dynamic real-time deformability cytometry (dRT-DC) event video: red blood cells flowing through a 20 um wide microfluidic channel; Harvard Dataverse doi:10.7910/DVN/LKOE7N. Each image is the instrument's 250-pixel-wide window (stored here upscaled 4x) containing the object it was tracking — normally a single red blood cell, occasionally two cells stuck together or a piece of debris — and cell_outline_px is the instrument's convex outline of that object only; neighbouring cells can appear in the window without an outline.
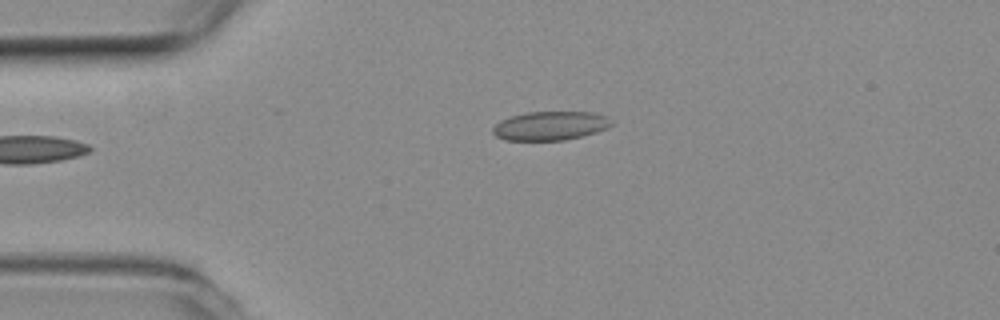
{"species": "common noctule bat (a hibernating species)", "species_latin": "Nyctalus noctula", "temperature_condition": "room temperature", "stored_images_in_passage": 3, "camera_frame_rate_fps": 3000, "um_per_image_px": 0.085, "animal": {"sex": "female", "body_mass_g": 19.3, "forearm_length_mm": 54.1}, "frame": {"image": 1, "passage_image": 1, "time_ms": 0.0, "image_size_px": [1000, 320], "cell_outline_px": [[612, 124], [608, 128], [596, 132], [564, 140], [504, 140], [496, 136], [492, 132], [492, 128], [500, 120], [512, 116], [528, 112], [592, 112], [604, 116]], "centroid_in_image_um": [46.73, 10.69], "position_along_channel_um": 38.3, "area_um2": 19.71}}
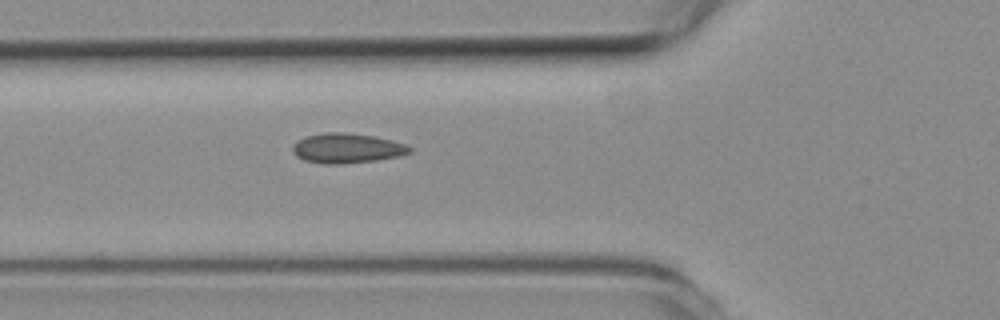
{"frame": {"image": 2, "passage_image": 3, "time_ms": 0.667, "image_size_px": [1000, 320], "cell_outline_px": [[412, 152], [400, 156], [376, 160], [344, 164], [324, 164], [304, 160], [296, 156], [292, 152], [292, 144], [296, 140], [304, 136], [324, 132], [340, 132], [372, 136], [392, 140], [404, 144], [412, 148]], "centroid_in_image_um": [29.44, 12.6], "position_along_channel_um": 96.4, "area_um2": 20.52}}